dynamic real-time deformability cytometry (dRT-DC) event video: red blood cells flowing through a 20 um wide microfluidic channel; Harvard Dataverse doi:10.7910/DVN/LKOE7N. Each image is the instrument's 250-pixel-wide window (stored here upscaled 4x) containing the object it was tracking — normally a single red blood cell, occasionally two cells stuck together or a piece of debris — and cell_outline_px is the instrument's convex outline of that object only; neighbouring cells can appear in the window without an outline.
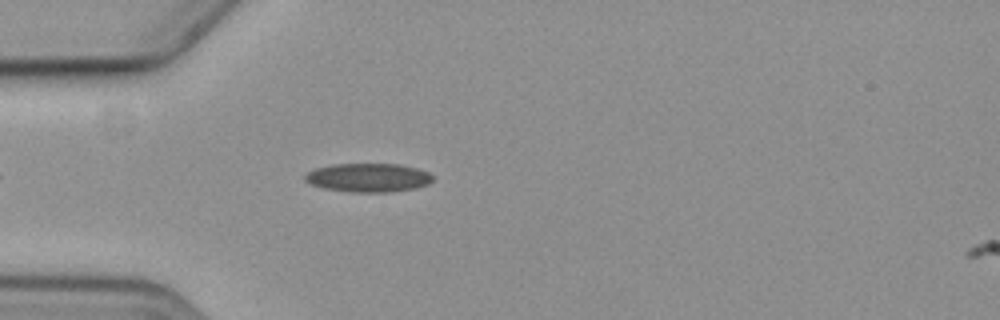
{"species": "common noctule bat (a hibernating species)", "species_latin": "Nyctalus noctula", "temperature_condition": "cold", "stored_images_in_passage": 5, "camera_frame_rate_fps": 3000, "um_per_image_px": 0.085, "animal": {"sex": "female", "body_mass_g": 19.3, "forearm_length_mm": 54.1}, "frame": {"image": 1, "passage_image": 4, "time_ms": 4.333, "image_size_px": [1000, 320], "cell_outline_px": [[432, 180], [428, 184], [416, 188], [388, 192], [352, 192], [324, 188], [312, 184], [304, 180], [304, 176], [308, 172], [316, 168], [332, 164], [400, 164], [416, 168], [428, 172], [432, 176]], "centroid_in_image_um": [31.3, 15.09], "position_along_channel_um": 53.7, "area_um2": 21.27}}